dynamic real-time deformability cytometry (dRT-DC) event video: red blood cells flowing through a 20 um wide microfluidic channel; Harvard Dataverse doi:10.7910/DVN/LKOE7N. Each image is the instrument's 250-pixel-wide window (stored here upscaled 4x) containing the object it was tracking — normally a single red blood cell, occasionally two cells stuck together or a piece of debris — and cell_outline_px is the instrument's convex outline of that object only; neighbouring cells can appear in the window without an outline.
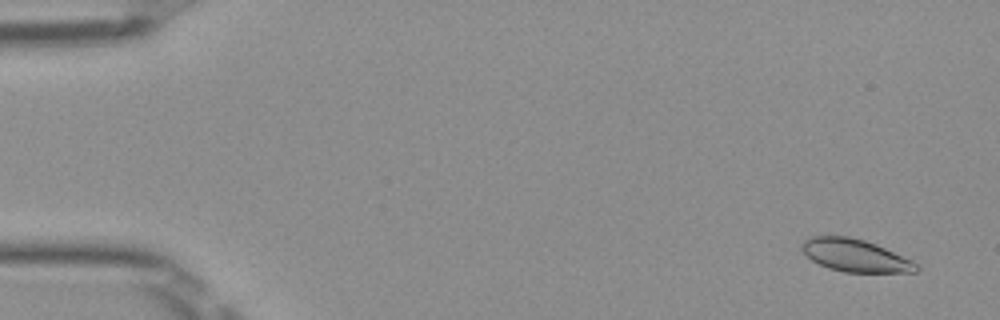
{"species": "Egyptian fruit bat (a non-hibernating species)", "species_latin": "Rousettus aegyptiacus", "temperature_condition": "room temperature", "stored_images_in_passage": 52, "camera_frame_rate_fps": 3000, "um_per_image_px": 0.085, "frame": {"image": 1, "passage_image": 3, "time_ms": 0.667, "image_size_px": [1000, 320], "cell_outline_px": [[920, 268], [916, 272], [844, 272], [828, 268], [812, 260], [800, 248], [804, 240], [812, 236], [848, 236], [864, 240], [876, 244], [912, 260]], "centroid_in_image_um": [72.69, 21.71], "position_along_channel_um": 12.3, "area_um2": 21.56}}
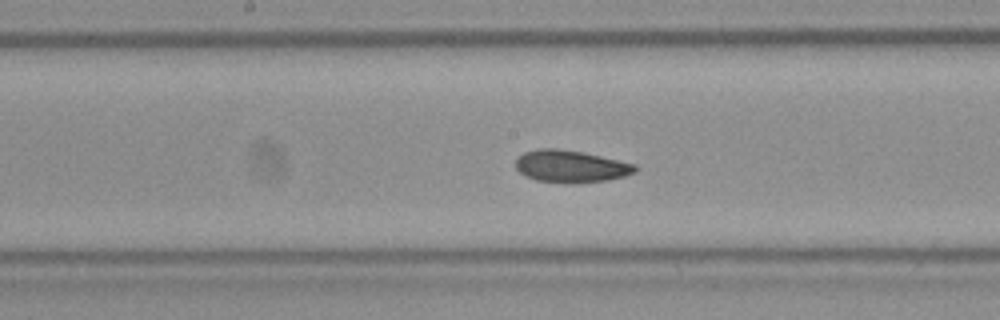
{"frame": {"image": 2, "passage_image": 27, "time_ms": 8.667, "image_size_px": [1000, 320], "cell_outline_px": [[636, 172], [624, 176], [608, 180], [536, 180], [520, 172], [516, 168], [516, 160], [524, 152], [540, 148], [556, 148], [584, 152], [636, 164]], "centroid_in_image_um": [48.53, 14.08], "position_along_channel_um": 199.7, "area_um2": 21.39}}
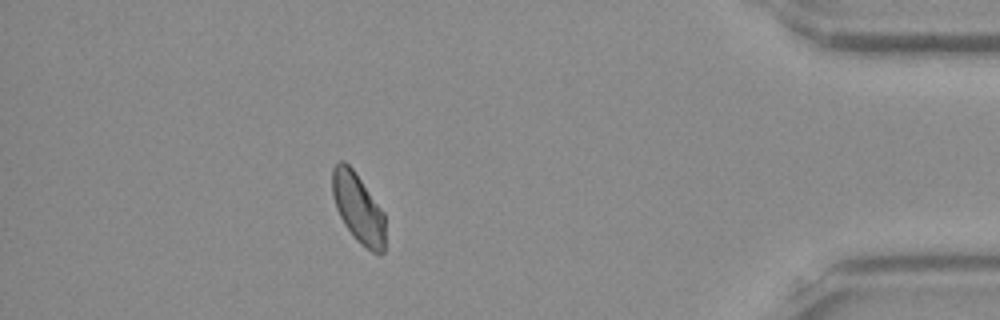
{"frame": {"image": 3, "passage_image": 46, "time_ms": 15.0, "image_size_px": [1000, 320], "cell_outline_px": [[384, 252], [380, 256], [372, 252], [360, 244], [356, 240], [344, 224], [336, 208], [332, 196], [332, 168], [340, 160], [344, 160], [356, 172], [384, 212]], "centroid_in_image_um": [30.44, 17.69], "position_along_channel_um": 404.8, "area_um2": 21.62}, "authors_computed_cell_mechanics": {"area_um2": 22.0218, "velocity_mm_per_s": 3.9521, "shape_relaxation_time_tau1_ms": 6.4062, "shape_relaxation_time_tau2_ms": 2.3939, "deformation_change_tau1": 0.0919, "deformation_change_tau2": 0.0515}}